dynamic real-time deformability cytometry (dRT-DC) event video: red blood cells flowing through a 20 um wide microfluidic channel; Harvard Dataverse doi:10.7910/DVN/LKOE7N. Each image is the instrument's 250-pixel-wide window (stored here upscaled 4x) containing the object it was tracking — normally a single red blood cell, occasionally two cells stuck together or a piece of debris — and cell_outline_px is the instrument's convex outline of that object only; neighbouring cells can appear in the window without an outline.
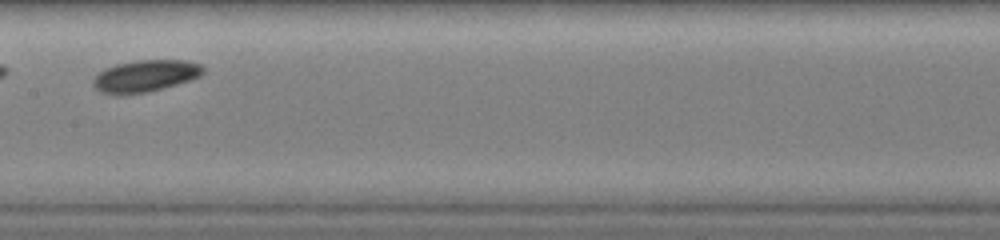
{"species": "common noctule bat (a hibernating species)", "species_latin": "Nyctalus noctula", "temperature_condition": "warm", "stored_images_in_passage": 36, "camera_frame_rate_fps": 3000, "um_per_image_px": 0.085, "animal": {"sex": "female", "body_mass_g": 19.0, "forearm_length_mm": 51.5}, "frame": {"image": 1, "passage_image": 14, "time_ms": 3.0, "image_size_px": [1000, 240], "cell_outline_px": [[204, 72], [200, 76], [192, 80], [148, 92], [100, 92], [92, 84], [92, 80], [104, 68], [116, 64], [136, 60], [184, 60], [200, 64], [204, 68]], "centroid_in_image_um": [12.4, 6.42], "position_along_channel_um": 195.0, "area_um2": 20.0}}
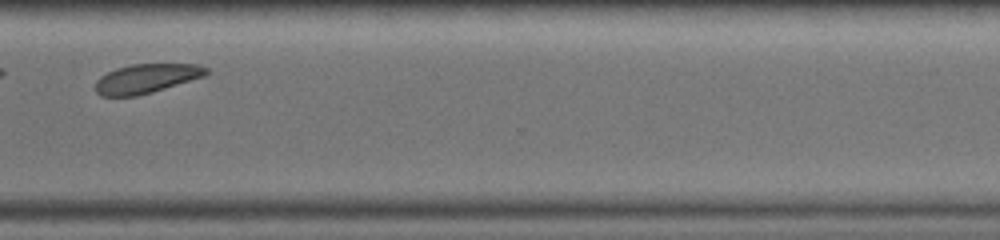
{"frame": {"image": 2, "passage_image": 29, "time_ms": 6.0, "image_size_px": [1000, 240], "cell_outline_px": [[208, 72], [204, 76], [152, 92], [136, 96], [100, 96], [96, 92], [96, 80], [100, 76], [116, 68], [132, 64], [196, 64], [208, 68]], "centroid_in_image_um": [12.41, 6.67], "position_along_channel_um": 358.2, "area_um2": 18.73}}
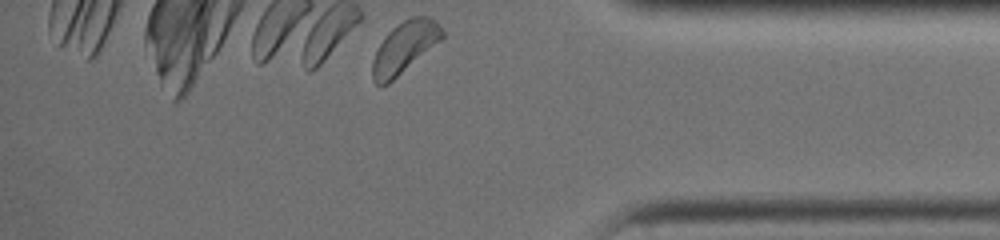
{"frame": {"image": 3, "passage_image": 35, "time_ms": 7.0, "image_size_px": [1000, 240], "cell_outline_px": [[444, 36], [440, 40], [388, 84], [376, 84], [372, 76], [372, 60], [384, 36], [396, 24], [412, 16], [428, 16], [436, 20], [444, 32]], "centroid_in_image_um": [34.38, 3.99], "position_along_channel_um": 400.8, "area_um2": 20.52}}